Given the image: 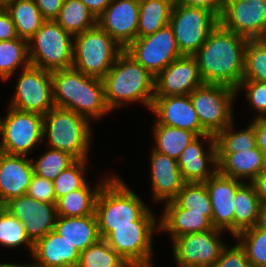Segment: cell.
<instances>
[{
    "label": "cell",
    "mask_w": 266,
    "mask_h": 267,
    "mask_svg": "<svg viewBox=\"0 0 266 267\" xmlns=\"http://www.w3.org/2000/svg\"><path fill=\"white\" fill-rule=\"evenodd\" d=\"M19 267H34L32 264H21Z\"/></svg>",
    "instance_id": "55"
},
{
    "label": "cell",
    "mask_w": 266,
    "mask_h": 267,
    "mask_svg": "<svg viewBox=\"0 0 266 267\" xmlns=\"http://www.w3.org/2000/svg\"><path fill=\"white\" fill-rule=\"evenodd\" d=\"M248 39L219 23L193 55L204 84H220L237 89L243 80Z\"/></svg>",
    "instance_id": "1"
},
{
    "label": "cell",
    "mask_w": 266,
    "mask_h": 267,
    "mask_svg": "<svg viewBox=\"0 0 266 267\" xmlns=\"http://www.w3.org/2000/svg\"><path fill=\"white\" fill-rule=\"evenodd\" d=\"M10 0H0V6H3L5 3H7Z\"/></svg>",
    "instance_id": "56"
},
{
    "label": "cell",
    "mask_w": 266,
    "mask_h": 267,
    "mask_svg": "<svg viewBox=\"0 0 266 267\" xmlns=\"http://www.w3.org/2000/svg\"><path fill=\"white\" fill-rule=\"evenodd\" d=\"M219 18L210 10L174 2L169 25L181 55L193 56L206 42Z\"/></svg>",
    "instance_id": "9"
},
{
    "label": "cell",
    "mask_w": 266,
    "mask_h": 267,
    "mask_svg": "<svg viewBox=\"0 0 266 267\" xmlns=\"http://www.w3.org/2000/svg\"><path fill=\"white\" fill-rule=\"evenodd\" d=\"M212 267H252L245 250L239 243L233 247H225L219 259L213 264Z\"/></svg>",
    "instance_id": "45"
},
{
    "label": "cell",
    "mask_w": 266,
    "mask_h": 267,
    "mask_svg": "<svg viewBox=\"0 0 266 267\" xmlns=\"http://www.w3.org/2000/svg\"><path fill=\"white\" fill-rule=\"evenodd\" d=\"M219 24L248 40L266 39V0H224Z\"/></svg>",
    "instance_id": "15"
},
{
    "label": "cell",
    "mask_w": 266,
    "mask_h": 267,
    "mask_svg": "<svg viewBox=\"0 0 266 267\" xmlns=\"http://www.w3.org/2000/svg\"><path fill=\"white\" fill-rule=\"evenodd\" d=\"M31 160L34 174L53 181L77 159L68 152L50 148L37 160Z\"/></svg>",
    "instance_id": "38"
},
{
    "label": "cell",
    "mask_w": 266,
    "mask_h": 267,
    "mask_svg": "<svg viewBox=\"0 0 266 267\" xmlns=\"http://www.w3.org/2000/svg\"><path fill=\"white\" fill-rule=\"evenodd\" d=\"M148 209L133 225L111 226L104 239L131 267H153V233L159 225L154 212Z\"/></svg>",
    "instance_id": "7"
},
{
    "label": "cell",
    "mask_w": 266,
    "mask_h": 267,
    "mask_svg": "<svg viewBox=\"0 0 266 267\" xmlns=\"http://www.w3.org/2000/svg\"><path fill=\"white\" fill-rule=\"evenodd\" d=\"M203 84L195 57L182 55L155 76L154 97L189 95Z\"/></svg>",
    "instance_id": "17"
},
{
    "label": "cell",
    "mask_w": 266,
    "mask_h": 267,
    "mask_svg": "<svg viewBox=\"0 0 266 267\" xmlns=\"http://www.w3.org/2000/svg\"><path fill=\"white\" fill-rule=\"evenodd\" d=\"M234 238L239 240L252 267H266V230L254 226Z\"/></svg>",
    "instance_id": "40"
},
{
    "label": "cell",
    "mask_w": 266,
    "mask_h": 267,
    "mask_svg": "<svg viewBox=\"0 0 266 267\" xmlns=\"http://www.w3.org/2000/svg\"><path fill=\"white\" fill-rule=\"evenodd\" d=\"M257 147L262 151L264 163L266 166V144H257Z\"/></svg>",
    "instance_id": "53"
},
{
    "label": "cell",
    "mask_w": 266,
    "mask_h": 267,
    "mask_svg": "<svg viewBox=\"0 0 266 267\" xmlns=\"http://www.w3.org/2000/svg\"><path fill=\"white\" fill-rule=\"evenodd\" d=\"M151 188L155 202L173 201L184 185L177 160L166 154L151 152Z\"/></svg>",
    "instance_id": "23"
},
{
    "label": "cell",
    "mask_w": 266,
    "mask_h": 267,
    "mask_svg": "<svg viewBox=\"0 0 266 267\" xmlns=\"http://www.w3.org/2000/svg\"><path fill=\"white\" fill-rule=\"evenodd\" d=\"M233 127L232 122L215 135L217 154L239 153L257 147L254 119L241 131H235Z\"/></svg>",
    "instance_id": "34"
},
{
    "label": "cell",
    "mask_w": 266,
    "mask_h": 267,
    "mask_svg": "<svg viewBox=\"0 0 266 267\" xmlns=\"http://www.w3.org/2000/svg\"><path fill=\"white\" fill-rule=\"evenodd\" d=\"M32 256L34 267H77L80 251L52 230L34 244Z\"/></svg>",
    "instance_id": "24"
},
{
    "label": "cell",
    "mask_w": 266,
    "mask_h": 267,
    "mask_svg": "<svg viewBox=\"0 0 266 267\" xmlns=\"http://www.w3.org/2000/svg\"><path fill=\"white\" fill-rule=\"evenodd\" d=\"M77 267H131L104 239L80 252Z\"/></svg>",
    "instance_id": "37"
},
{
    "label": "cell",
    "mask_w": 266,
    "mask_h": 267,
    "mask_svg": "<svg viewBox=\"0 0 266 267\" xmlns=\"http://www.w3.org/2000/svg\"><path fill=\"white\" fill-rule=\"evenodd\" d=\"M13 96L11 108L45 115L55 107L51 71L32 65L22 69Z\"/></svg>",
    "instance_id": "12"
},
{
    "label": "cell",
    "mask_w": 266,
    "mask_h": 267,
    "mask_svg": "<svg viewBox=\"0 0 266 267\" xmlns=\"http://www.w3.org/2000/svg\"><path fill=\"white\" fill-rule=\"evenodd\" d=\"M218 171L228 177L250 183L265 168L262 151L256 147L239 153L217 154Z\"/></svg>",
    "instance_id": "26"
},
{
    "label": "cell",
    "mask_w": 266,
    "mask_h": 267,
    "mask_svg": "<svg viewBox=\"0 0 266 267\" xmlns=\"http://www.w3.org/2000/svg\"><path fill=\"white\" fill-rule=\"evenodd\" d=\"M26 194L45 203L56 204L57 201L53 182L36 174H33Z\"/></svg>",
    "instance_id": "44"
},
{
    "label": "cell",
    "mask_w": 266,
    "mask_h": 267,
    "mask_svg": "<svg viewBox=\"0 0 266 267\" xmlns=\"http://www.w3.org/2000/svg\"><path fill=\"white\" fill-rule=\"evenodd\" d=\"M236 90L237 93L240 90L246 91L245 97L258 113L255 118H266V82L242 80Z\"/></svg>",
    "instance_id": "43"
},
{
    "label": "cell",
    "mask_w": 266,
    "mask_h": 267,
    "mask_svg": "<svg viewBox=\"0 0 266 267\" xmlns=\"http://www.w3.org/2000/svg\"><path fill=\"white\" fill-rule=\"evenodd\" d=\"M0 151L26 155L44 140L43 115L24 112L9 106L5 118H0Z\"/></svg>",
    "instance_id": "11"
},
{
    "label": "cell",
    "mask_w": 266,
    "mask_h": 267,
    "mask_svg": "<svg viewBox=\"0 0 266 267\" xmlns=\"http://www.w3.org/2000/svg\"><path fill=\"white\" fill-rule=\"evenodd\" d=\"M97 19L112 0H80Z\"/></svg>",
    "instance_id": "50"
},
{
    "label": "cell",
    "mask_w": 266,
    "mask_h": 267,
    "mask_svg": "<svg viewBox=\"0 0 266 267\" xmlns=\"http://www.w3.org/2000/svg\"><path fill=\"white\" fill-rule=\"evenodd\" d=\"M110 178L107 176L92 189L87 183L83 188L72 191L56 201L58 216L82 217L95 214V205L98 194L103 185ZM91 188V189H90Z\"/></svg>",
    "instance_id": "28"
},
{
    "label": "cell",
    "mask_w": 266,
    "mask_h": 267,
    "mask_svg": "<svg viewBox=\"0 0 266 267\" xmlns=\"http://www.w3.org/2000/svg\"><path fill=\"white\" fill-rule=\"evenodd\" d=\"M110 110L140 102L150 108L154 99L155 76L123 51L102 79Z\"/></svg>",
    "instance_id": "3"
},
{
    "label": "cell",
    "mask_w": 266,
    "mask_h": 267,
    "mask_svg": "<svg viewBox=\"0 0 266 267\" xmlns=\"http://www.w3.org/2000/svg\"><path fill=\"white\" fill-rule=\"evenodd\" d=\"M55 21L72 36L97 25V19L80 0H64Z\"/></svg>",
    "instance_id": "33"
},
{
    "label": "cell",
    "mask_w": 266,
    "mask_h": 267,
    "mask_svg": "<svg viewBox=\"0 0 266 267\" xmlns=\"http://www.w3.org/2000/svg\"><path fill=\"white\" fill-rule=\"evenodd\" d=\"M51 74L55 107L74 111L89 121L111 112L102 79L87 76L73 67Z\"/></svg>",
    "instance_id": "2"
},
{
    "label": "cell",
    "mask_w": 266,
    "mask_h": 267,
    "mask_svg": "<svg viewBox=\"0 0 266 267\" xmlns=\"http://www.w3.org/2000/svg\"><path fill=\"white\" fill-rule=\"evenodd\" d=\"M224 230L189 233L173 240V257L178 267H212L227 246L221 240ZM221 241H220V240Z\"/></svg>",
    "instance_id": "14"
},
{
    "label": "cell",
    "mask_w": 266,
    "mask_h": 267,
    "mask_svg": "<svg viewBox=\"0 0 266 267\" xmlns=\"http://www.w3.org/2000/svg\"><path fill=\"white\" fill-rule=\"evenodd\" d=\"M150 110L155 123L191 131L197 136L209 134L202 126L189 95L154 97Z\"/></svg>",
    "instance_id": "21"
},
{
    "label": "cell",
    "mask_w": 266,
    "mask_h": 267,
    "mask_svg": "<svg viewBox=\"0 0 266 267\" xmlns=\"http://www.w3.org/2000/svg\"><path fill=\"white\" fill-rule=\"evenodd\" d=\"M236 95V89L220 84H203L189 94L201 126L209 134L216 135L233 122Z\"/></svg>",
    "instance_id": "10"
},
{
    "label": "cell",
    "mask_w": 266,
    "mask_h": 267,
    "mask_svg": "<svg viewBox=\"0 0 266 267\" xmlns=\"http://www.w3.org/2000/svg\"><path fill=\"white\" fill-rule=\"evenodd\" d=\"M256 227L266 230V204L260 206Z\"/></svg>",
    "instance_id": "52"
},
{
    "label": "cell",
    "mask_w": 266,
    "mask_h": 267,
    "mask_svg": "<svg viewBox=\"0 0 266 267\" xmlns=\"http://www.w3.org/2000/svg\"><path fill=\"white\" fill-rule=\"evenodd\" d=\"M30 65L28 54V41L16 38L0 41V79L7 81L15 71L22 66L24 69Z\"/></svg>",
    "instance_id": "35"
},
{
    "label": "cell",
    "mask_w": 266,
    "mask_h": 267,
    "mask_svg": "<svg viewBox=\"0 0 266 267\" xmlns=\"http://www.w3.org/2000/svg\"><path fill=\"white\" fill-rule=\"evenodd\" d=\"M72 67L81 73L103 79L117 57L124 51L107 32L98 25L73 36Z\"/></svg>",
    "instance_id": "6"
},
{
    "label": "cell",
    "mask_w": 266,
    "mask_h": 267,
    "mask_svg": "<svg viewBox=\"0 0 266 267\" xmlns=\"http://www.w3.org/2000/svg\"><path fill=\"white\" fill-rule=\"evenodd\" d=\"M190 7H201L212 11L218 18L222 12L224 0H174Z\"/></svg>",
    "instance_id": "48"
},
{
    "label": "cell",
    "mask_w": 266,
    "mask_h": 267,
    "mask_svg": "<svg viewBox=\"0 0 266 267\" xmlns=\"http://www.w3.org/2000/svg\"><path fill=\"white\" fill-rule=\"evenodd\" d=\"M174 0H139L137 38L150 35L169 24Z\"/></svg>",
    "instance_id": "30"
},
{
    "label": "cell",
    "mask_w": 266,
    "mask_h": 267,
    "mask_svg": "<svg viewBox=\"0 0 266 267\" xmlns=\"http://www.w3.org/2000/svg\"><path fill=\"white\" fill-rule=\"evenodd\" d=\"M3 7L10 14L18 37L27 41L45 21L34 0H10Z\"/></svg>",
    "instance_id": "29"
},
{
    "label": "cell",
    "mask_w": 266,
    "mask_h": 267,
    "mask_svg": "<svg viewBox=\"0 0 266 267\" xmlns=\"http://www.w3.org/2000/svg\"><path fill=\"white\" fill-rule=\"evenodd\" d=\"M259 201L262 204H266V168L259 173L251 182Z\"/></svg>",
    "instance_id": "49"
},
{
    "label": "cell",
    "mask_w": 266,
    "mask_h": 267,
    "mask_svg": "<svg viewBox=\"0 0 266 267\" xmlns=\"http://www.w3.org/2000/svg\"><path fill=\"white\" fill-rule=\"evenodd\" d=\"M124 51L154 76L182 56L169 24L153 34L136 38Z\"/></svg>",
    "instance_id": "13"
},
{
    "label": "cell",
    "mask_w": 266,
    "mask_h": 267,
    "mask_svg": "<svg viewBox=\"0 0 266 267\" xmlns=\"http://www.w3.org/2000/svg\"><path fill=\"white\" fill-rule=\"evenodd\" d=\"M34 174L31 158L0 151V206L27 193Z\"/></svg>",
    "instance_id": "22"
},
{
    "label": "cell",
    "mask_w": 266,
    "mask_h": 267,
    "mask_svg": "<svg viewBox=\"0 0 266 267\" xmlns=\"http://www.w3.org/2000/svg\"><path fill=\"white\" fill-rule=\"evenodd\" d=\"M257 144H266V118H254Z\"/></svg>",
    "instance_id": "51"
},
{
    "label": "cell",
    "mask_w": 266,
    "mask_h": 267,
    "mask_svg": "<svg viewBox=\"0 0 266 267\" xmlns=\"http://www.w3.org/2000/svg\"><path fill=\"white\" fill-rule=\"evenodd\" d=\"M20 264H14V263H0V267H19Z\"/></svg>",
    "instance_id": "54"
},
{
    "label": "cell",
    "mask_w": 266,
    "mask_h": 267,
    "mask_svg": "<svg viewBox=\"0 0 266 267\" xmlns=\"http://www.w3.org/2000/svg\"><path fill=\"white\" fill-rule=\"evenodd\" d=\"M19 38L15 24L10 14L3 6H0V41H8Z\"/></svg>",
    "instance_id": "46"
},
{
    "label": "cell",
    "mask_w": 266,
    "mask_h": 267,
    "mask_svg": "<svg viewBox=\"0 0 266 267\" xmlns=\"http://www.w3.org/2000/svg\"><path fill=\"white\" fill-rule=\"evenodd\" d=\"M243 80L266 82V39L247 41Z\"/></svg>",
    "instance_id": "39"
},
{
    "label": "cell",
    "mask_w": 266,
    "mask_h": 267,
    "mask_svg": "<svg viewBox=\"0 0 266 267\" xmlns=\"http://www.w3.org/2000/svg\"><path fill=\"white\" fill-rule=\"evenodd\" d=\"M89 122L74 111L54 107L43 115V137L47 136L50 148L88 160L92 136Z\"/></svg>",
    "instance_id": "5"
},
{
    "label": "cell",
    "mask_w": 266,
    "mask_h": 267,
    "mask_svg": "<svg viewBox=\"0 0 266 267\" xmlns=\"http://www.w3.org/2000/svg\"><path fill=\"white\" fill-rule=\"evenodd\" d=\"M234 237L256 226L261 203L254 186L245 182L235 194L234 199Z\"/></svg>",
    "instance_id": "31"
},
{
    "label": "cell",
    "mask_w": 266,
    "mask_h": 267,
    "mask_svg": "<svg viewBox=\"0 0 266 267\" xmlns=\"http://www.w3.org/2000/svg\"><path fill=\"white\" fill-rule=\"evenodd\" d=\"M163 215L159 219V231L168 232L171 241L175 238L196 232H204L213 229L212 222L202 213H187L174 201L165 203Z\"/></svg>",
    "instance_id": "25"
},
{
    "label": "cell",
    "mask_w": 266,
    "mask_h": 267,
    "mask_svg": "<svg viewBox=\"0 0 266 267\" xmlns=\"http://www.w3.org/2000/svg\"><path fill=\"white\" fill-rule=\"evenodd\" d=\"M212 205V225L234 236V199L245 183L217 171L204 182Z\"/></svg>",
    "instance_id": "19"
},
{
    "label": "cell",
    "mask_w": 266,
    "mask_h": 267,
    "mask_svg": "<svg viewBox=\"0 0 266 267\" xmlns=\"http://www.w3.org/2000/svg\"><path fill=\"white\" fill-rule=\"evenodd\" d=\"M139 0H112L97 25L124 49L137 38Z\"/></svg>",
    "instance_id": "18"
},
{
    "label": "cell",
    "mask_w": 266,
    "mask_h": 267,
    "mask_svg": "<svg viewBox=\"0 0 266 267\" xmlns=\"http://www.w3.org/2000/svg\"><path fill=\"white\" fill-rule=\"evenodd\" d=\"M148 206L118 176L110 179L101 188L95 205V215L101 239L111 233V226L133 225Z\"/></svg>",
    "instance_id": "4"
},
{
    "label": "cell",
    "mask_w": 266,
    "mask_h": 267,
    "mask_svg": "<svg viewBox=\"0 0 266 267\" xmlns=\"http://www.w3.org/2000/svg\"><path fill=\"white\" fill-rule=\"evenodd\" d=\"M187 213H202L212 222V205L204 182H185L173 200Z\"/></svg>",
    "instance_id": "36"
},
{
    "label": "cell",
    "mask_w": 266,
    "mask_h": 267,
    "mask_svg": "<svg viewBox=\"0 0 266 267\" xmlns=\"http://www.w3.org/2000/svg\"><path fill=\"white\" fill-rule=\"evenodd\" d=\"M208 141L207 154L201 140ZM184 182H205L218 171L215 135L197 136L181 153L177 160ZM213 167L212 169L208 166ZM211 169V170H210Z\"/></svg>",
    "instance_id": "20"
},
{
    "label": "cell",
    "mask_w": 266,
    "mask_h": 267,
    "mask_svg": "<svg viewBox=\"0 0 266 267\" xmlns=\"http://www.w3.org/2000/svg\"><path fill=\"white\" fill-rule=\"evenodd\" d=\"M0 244L8 248L25 244L31 254L33 253L34 244L27 237L23 223L2 206H0Z\"/></svg>",
    "instance_id": "41"
},
{
    "label": "cell",
    "mask_w": 266,
    "mask_h": 267,
    "mask_svg": "<svg viewBox=\"0 0 266 267\" xmlns=\"http://www.w3.org/2000/svg\"><path fill=\"white\" fill-rule=\"evenodd\" d=\"M54 231L80 252L101 239L95 214L82 217L58 216Z\"/></svg>",
    "instance_id": "27"
},
{
    "label": "cell",
    "mask_w": 266,
    "mask_h": 267,
    "mask_svg": "<svg viewBox=\"0 0 266 267\" xmlns=\"http://www.w3.org/2000/svg\"><path fill=\"white\" fill-rule=\"evenodd\" d=\"M87 160L77 159L53 180V188L56 200L74 190L83 188L87 182L85 178Z\"/></svg>",
    "instance_id": "42"
},
{
    "label": "cell",
    "mask_w": 266,
    "mask_h": 267,
    "mask_svg": "<svg viewBox=\"0 0 266 267\" xmlns=\"http://www.w3.org/2000/svg\"><path fill=\"white\" fill-rule=\"evenodd\" d=\"M2 207L23 223L33 244L54 230L58 217L56 204L41 202L27 194L10 199Z\"/></svg>",
    "instance_id": "16"
},
{
    "label": "cell",
    "mask_w": 266,
    "mask_h": 267,
    "mask_svg": "<svg viewBox=\"0 0 266 267\" xmlns=\"http://www.w3.org/2000/svg\"><path fill=\"white\" fill-rule=\"evenodd\" d=\"M44 20L54 21L59 16L64 0H34Z\"/></svg>",
    "instance_id": "47"
},
{
    "label": "cell",
    "mask_w": 266,
    "mask_h": 267,
    "mask_svg": "<svg viewBox=\"0 0 266 267\" xmlns=\"http://www.w3.org/2000/svg\"><path fill=\"white\" fill-rule=\"evenodd\" d=\"M153 134L155 139L153 150L166 154L175 160L179 159L181 153L197 137L191 131L159 123L154 124Z\"/></svg>",
    "instance_id": "32"
},
{
    "label": "cell",
    "mask_w": 266,
    "mask_h": 267,
    "mask_svg": "<svg viewBox=\"0 0 266 267\" xmlns=\"http://www.w3.org/2000/svg\"><path fill=\"white\" fill-rule=\"evenodd\" d=\"M55 20H45L28 40L30 65L49 71L68 69L73 63V36Z\"/></svg>",
    "instance_id": "8"
}]
</instances>
